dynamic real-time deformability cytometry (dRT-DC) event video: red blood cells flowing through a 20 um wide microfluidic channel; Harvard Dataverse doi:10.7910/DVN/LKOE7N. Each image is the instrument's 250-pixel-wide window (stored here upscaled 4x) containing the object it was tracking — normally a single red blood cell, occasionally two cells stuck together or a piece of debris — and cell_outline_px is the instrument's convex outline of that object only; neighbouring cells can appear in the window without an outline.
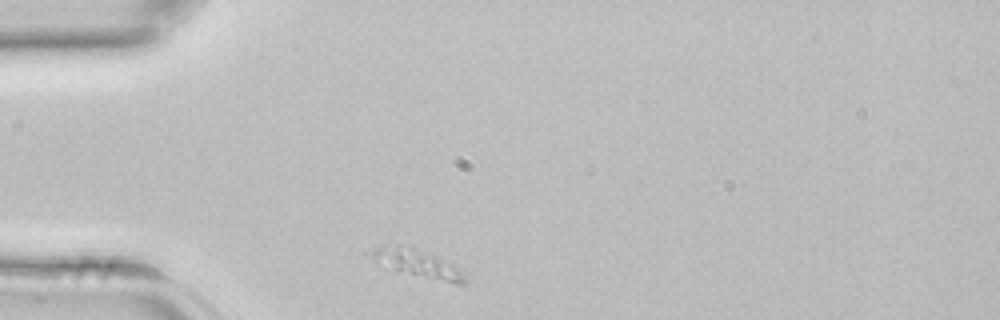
{"species": "common noctule bat (a hibernating species)", "species_latin": "Nyctalus noctula", "temperature_condition": "room temperature", "stored_images_in_passage": 26, "camera_frame_rate_fps": 3000, "um_per_image_px": 0.085, "animal": {"sex": "female", "body_mass_g": 22.7, "forearm_length_mm": 54.2}, "frame": {"image": 1, "passage_image": 1, "time_ms": 0.0, "image_size_px": [1000, 320], "cell_outline_px": [[464, 284], [456, 284], [384, 268], [364, 256], [360, 252], [380, 244], [412, 244], [452, 264], [464, 276]], "centroid_in_image_um": [35.17, 22.29], "position_along_channel_um": 49.8, "area_um2": 16.13}}
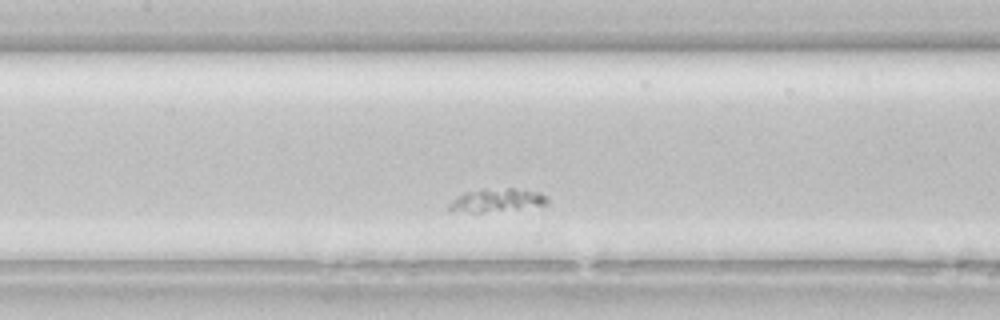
{"frame": {"image": 2, "passage_image": 10, "time_ms": 3.0, "image_size_px": [1000, 320], "cell_outline_px": [[548, 204], [516, 208], [480, 212], [448, 212], [448, 204], [464, 192], [484, 188], [512, 188], [540, 192], [548, 196]], "centroid_in_image_um": [42.18, 17.0], "position_along_channel_um": 165.2, "area_um2": 13.24}}
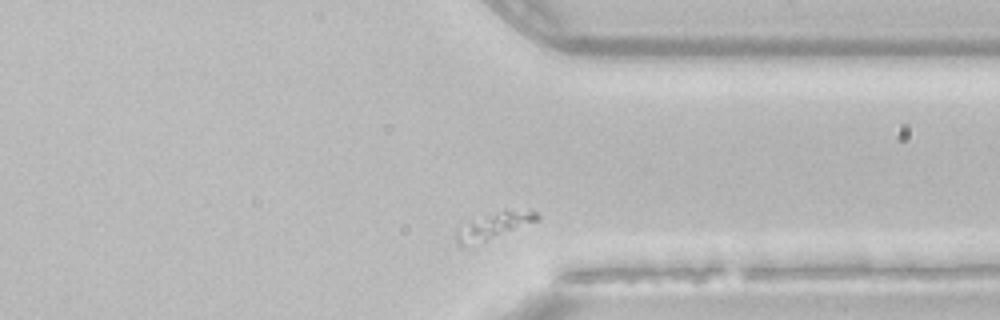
{"frame": {"image": 3, "passage_image": 24, "time_ms": 7.667, "image_size_px": [1000, 320], "cell_outline_px": [[540, 220], [468, 248], [460, 248], [456, 244], [452, 236], [456, 228], [472, 220], [504, 208], [532, 208], [540, 216]], "centroid_in_image_um": [41.94, 19.2], "position_along_channel_um": 369.5, "area_um2": 13.7}}